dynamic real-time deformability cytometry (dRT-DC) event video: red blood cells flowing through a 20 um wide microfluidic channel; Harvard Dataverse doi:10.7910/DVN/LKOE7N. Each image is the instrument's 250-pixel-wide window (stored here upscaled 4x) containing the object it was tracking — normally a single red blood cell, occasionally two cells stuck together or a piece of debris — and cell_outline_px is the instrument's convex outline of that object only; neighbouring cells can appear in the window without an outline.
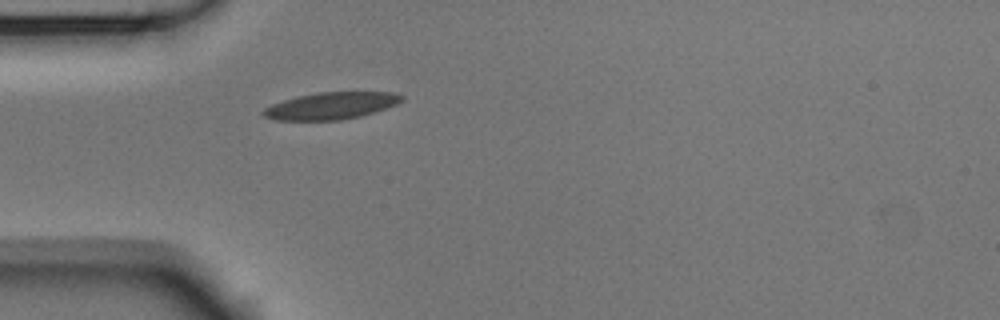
{"species": "Egyptian fruit bat (a non-hibernating species)", "species_latin": "Rousettus aegyptiacus", "temperature_condition": "room temperature", "stored_images_in_passage": 1, "camera_frame_rate_fps": 3000, "um_per_image_px": 0.085, "animal": {"sex": "male"}, "frame": {"image": 1, "passage_image": 1, "time_ms": 0.0, "image_size_px": [1000, 320], "cell_outline_px": [[404, 100], [396, 104], [360, 116], [340, 120], [276, 120], [264, 116], [260, 112], [264, 108], [272, 104], [296, 96], [316, 92], [392, 92], [404, 96]], "centroid_in_image_um": [28.11, 8.98], "position_along_channel_um": 56.9, "area_um2": 21.68}}